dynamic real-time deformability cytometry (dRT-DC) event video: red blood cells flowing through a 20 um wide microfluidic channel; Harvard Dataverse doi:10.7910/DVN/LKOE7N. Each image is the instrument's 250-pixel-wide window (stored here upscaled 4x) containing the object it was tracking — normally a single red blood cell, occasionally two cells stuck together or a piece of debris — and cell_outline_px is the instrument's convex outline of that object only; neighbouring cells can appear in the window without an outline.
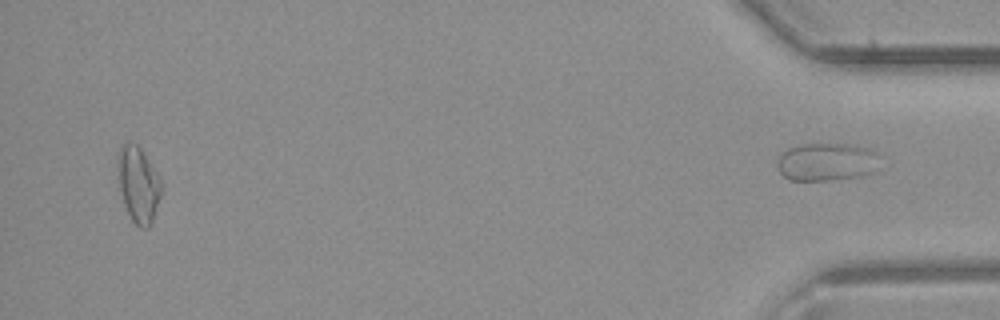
{"species": "common noctule bat (a hibernating species)", "species_latin": "Nyctalus noctula", "temperature_condition": "room temperature", "stored_images_in_passage": 33, "segment_of_instrument_passage": [2, 2], "camera_frame_rate_fps": 3000, "um_per_image_px": 0.085, "animal": {"sex": "male", "body_mass_g": 23.1, "forearm_length_mm": 52.7}, "frame": {"image": 1, "passage_image": 33, "time_ms": 10.667, "image_size_px": [1000, 320], "cell_outline_px": [[872, 172], [860, 176], [836, 180], [788, 180], [780, 172], [776, 164], [780, 156], [788, 148], [804, 144], [844, 144], [864, 148], [872, 152]], "centroid_in_image_um": [70.1, 13.78], "position_along_channel_um": 365.1, "area_um2": 21.73}}